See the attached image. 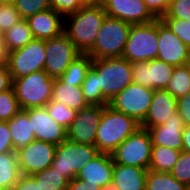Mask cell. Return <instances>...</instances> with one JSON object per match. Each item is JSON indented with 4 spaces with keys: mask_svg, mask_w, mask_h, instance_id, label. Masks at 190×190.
I'll use <instances>...</instances> for the list:
<instances>
[{
    "mask_svg": "<svg viewBox=\"0 0 190 190\" xmlns=\"http://www.w3.org/2000/svg\"><path fill=\"white\" fill-rule=\"evenodd\" d=\"M99 153L98 149L93 145L65 140L57 145L54 161L51 166L71 181Z\"/></svg>",
    "mask_w": 190,
    "mask_h": 190,
    "instance_id": "obj_7",
    "label": "cell"
},
{
    "mask_svg": "<svg viewBox=\"0 0 190 190\" xmlns=\"http://www.w3.org/2000/svg\"><path fill=\"white\" fill-rule=\"evenodd\" d=\"M8 52L4 45L3 34L0 33V66L7 65Z\"/></svg>",
    "mask_w": 190,
    "mask_h": 190,
    "instance_id": "obj_47",
    "label": "cell"
},
{
    "mask_svg": "<svg viewBox=\"0 0 190 190\" xmlns=\"http://www.w3.org/2000/svg\"><path fill=\"white\" fill-rule=\"evenodd\" d=\"M177 112V99L167 90H154L145 120L140 124L141 128L156 127L164 124Z\"/></svg>",
    "mask_w": 190,
    "mask_h": 190,
    "instance_id": "obj_21",
    "label": "cell"
},
{
    "mask_svg": "<svg viewBox=\"0 0 190 190\" xmlns=\"http://www.w3.org/2000/svg\"><path fill=\"white\" fill-rule=\"evenodd\" d=\"M150 10V12L157 18L160 19L164 16L169 8L171 0H143Z\"/></svg>",
    "mask_w": 190,
    "mask_h": 190,
    "instance_id": "obj_42",
    "label": "cell"
},
{
    "mask_svg": "<svg viewBox=\"0 0 190 190\" xmlns=\"http://www.w3.org/2000/svg\"><path fill=\"white\" fill-rule=\"evenodd\" d=\"M147 171L141 167L114 164L110 190H146Z\"/></svg>",
    "mask_w": 190,
    "mask_h": 190,
    "instance_id": "obj_22",
    "label": "cell"
},
{
    "mask_svg": "<svg viewBox=\"0 0 190 190\" xmlns=\"http://www.w3.org/2000/svg\"><path fill=\"white\" fill-rule=\"evenodd\" d=\"M174 69L175 66L158 58L134 62L132 63V81L153 90L165 89Z\"/></svg>",
    "mask_w": 190,
    "mask_h": 190,
    "instance_id": "obj_14",
    "label": "cell"
},
{
    "mask_svg": "<svg viewBox=\"0 0 190 190\" xmlns=\"http://www.w3.org/2000/svg\"><path fill=\"white\" fill-rule=\"evenodd\" d=\"M45 53L44 71L53 79L60 78L71 62L81 54L64 33L45 40Z\"/></svg>",
    "mask_w": 190,
    "mask_h": 190,
    "instance_id": "obj_11",
    "label": "cell"
},
{
    "mask_svg": "<svg viewBox=\"0 0 190 190\" xmlns=\"http://www.w3.org/2000/svg\"><path fill=\"white\" fill-rule=\"evenodd\" d=\"M103 8L107 16L131 25L147 24L157 19L143 0H105Z\"/></svg>",
    "mask_w": 190,
    "mask_h": 190,
    "instance_id": "obj_17",
    "label": "cell"
},
{
    "mask_svg": "<svg viewBox=\"0 0 190 190\" xmlns=\"http://www.w3.org/2000/svg\"><path fill=\"white\" fill-rule=\"evenodd\" d=\"M14 151L11 132L7 122H0V154Z\"/></svg>",
    "mask_w": 190,
    "mask_h": 190,
    "instance_id": "obj_41",
    "label": "cell"
},
{
    "mask_svg": "<svg viewBox=\"0 0 190 190\" xmlns=\"http://www.w3.org/2000/svg\"><path fill=\"white\" fill-rule=\"evenodd\" d=\"M185 124L180 114L176 112L164 124L149 127L151 142L153 146L169 147L175 150H183V129Z\"/></svg>",
    "mask_w": 190,
    "mask_h": 190,
    "instance_id": "obj_18",
    "label": "cell"
},
{
    "mask_svg": "<svg viewBox=\"0 0 190 190\" xmlns=\"http://www.w3.org/2000/svg\"><path fill=\"white\" fill-rule=\"evenodd\" d=\"M13 80L9 72L8 66H0V93L12 88Z\"/></svg>",
    "mask_w": 190,
    "mask_h": 190,
    "instance_id": "obj_46",
    "label": "cell"
},
{
    "mask_svg": "<svg viewBox=\"0 0 190 190\" xmlns=\"http://www.w3.org/2000/svg\"><path fill=\"white\" fill-rule=\"evenodd\" d=\"M92 62L93 59L87 53H81L71 62L60 78L66 83H75V85L81 86Z\"/></svg>",
    "mask_w": 190,
    "mask_h": 190,
    "instance_id": "obj_28",
    "label": "cell"
},
{
    "mask_svg": "<svg viewBox=\"0 0 190 190\" xmlns=\"http://www.w3.org/2000/svg\"><path fill=\"white\" fill-rule=\"evenodd\" d=\"M161 18L190 20V0H171L167 13Z\"/></svg>",
    "mask_w": 190,
    "mask_h": 190,
    "instance_id": "obj_39",
    "label": "cell"
},
{
    "mask_svg": "<svg viewBox=\"0 0 190 190\" xmlns=\"http://www.w3.org/2000/svg\"><path fill=\"white\" fill-rule=\"evenodd\" d=\"M11 132L14 151L27 146L35 140L34 132L31 131L30 123L28 122V108L21 109L12 119L7 121Z\"/></svg>",
    "mask_w": 190,
    "mask_h": 190,
    "instance_id": "obj_24",
    "label": "cell"
},
{
    "mask_svg": "<svg viewBox=\"0 0 190 190\" xmlns=\"http://www.w3.org/2000/svg\"><path fill=\"white\" fill-rule=\"evenodd\" d=\"M21 110L16 98L15 90L0 93V122H7Z\"/></svg>",
    "mask_w": 190,
    "mask_h": 190,
    "instance_id": "obj_33",
    "label": "cell"
},
{
    "mask_svg": "<svg viewBox=\"0 0 190 190\" xmlns=\"http://www.w3.org/2000/svg\"><path fill=\"white\" fill-rule=\"evenodd\" d=\"M13 190H38V185L31 175L21 174Z\"/></svg>",
    "mask_w": 190,
    "mask_h": 190,
    "instance_id": "obj_44",
    "label": "cell"
},
{
    "mask_svg": "<svg viewBox=\"0 0 190 190\" xmlns=\"http://www.w3.org/2000/svg\"><path fill=\"white\" fill-rule=\"evenodd\" d=\"M158 53V19L131 25L122 57L129 62L151 61Z\"/></svg>",
    "mask_w": 190,
    "mask_h": 190,
    "instance_id": "obj_6",
    "label": "cell"
},
{
    "mask_svg": "<svg viewBox=\"0 0 190 190\" xmlns=\"http://www.w3.org/2000/svg\"><path fill=\"white\" fill-rule=\"evenodd\" d=\"M84 5H103L105 0H81Z\"/></svg>",
    "mask_w": 190,
    "mask_h": 190,
    "instance_id": "obj_49",
    "label": "cell"
},
{
    "mask_svg": "<svg viewBox=\"0 0 190 190\" xmlns=\"http://www.w3.org/2000/svg\"><path fill=\"white\" fill-rule=\"evenodd\" d=\"M84 98L89 105H109V101L103 96L101 88H98L97 71L91 66L82 85Z\"/></svg>",
    "mask_w": 190,
    "mask_h": 190,
    "instance_id": "obj_31",
    "label": "cell"
},
{
    "mask_svg": "<svg viewBox=\"0 0 190 190\" xmlns=\"http://www.w3.org/2000/svg\"><path fill=\"white\" fill-rule=\"evenodd\" d=\"M160 20L190 48V20L160 18Z\"/></svg>",
    "mask_w": 190,
    "mask_h": 190,
    "instance_id": "obj_37",
    "label": "cell"
},
{
    "mask_svg": "<svg viewBox=\"0 0 190 190\" xmlns=\"http://www.w3.org/2000/svg\"><path fill=\"white\" fill-rule=\"evenodd\" d=\"M131 24L106 16L94 46L87 52L92 59L122 57Z\"/></svg>",
    "mask_w": 190,
    "mask_h": 190,
    "instance_id": "obj_4",
    "label": "cell"
},
{
    "mask_svg": "<svg viewBox=\"0 0 190 190\" xmlns=\"http://www.w3.org/2000/svg\"><path fill=\"white\" fill-rule=\"evenodd\" d=\"M141 127L134 118L104 105L98 125L95 147L101 153L112 152L130 135Z\"/></svg>",
    "mask_w": 190,
    "mask_h": 190,
    "instance_id": "obj_2",
    "label": "cell"
},
{
    "mask_svg": "<svg viewBox=\"0 0 190 190\" xmlns=\"http://www.w3.org/2000/svg\"><path fill=\"white\" fill-rule=\"evenodd\" d=\"M4 45L7 52L23 48L34 39L26 19H22L3 33Z\"/></svg>",
    "mask_w": 190,
    "mask_h": 190,
    "instance_id": "obj_26",
    "label": "cell"
},
{
    "mask_svg": "<svg viewBox=\"0 0 190 190\" xmlns=\"http://www.w3.org/2000/svg\"><path fill=\"white\" fill-rule=\"evenodd\" d=\"M103 109L104 106L88 105L77 111L72 124L67 129V140L95 146L97 129Z\"/></svg>",
    "mask_w": 190,
    "mask_h": 190,
    "instance_id": "obj_13",
    "label": "cell"
},
{
    "mask_svg": "<svg viewBox=\"0 0 190 190\" xmlns=\"http://www.w3.org/2000/svg\"><path fill=\"white\" fill-rule=\"evenodd\" d=\"M169 173L190 188V152L182 150L177 162Z\"/></svg>",
    "mask_w": 190,
    "mask_h": 190,
    "instance_id": "obj_35",
    "label": "cell"
},
{
    "mask_svg": "<svg viewBox=\"0 0 190 190\" xmlns=\"http://www.w3.org/2000/svg\"><path fill=\"white\" fill-rule=\"evenodd\" d=\"M157 58L167 64L183 66L190 60V48L158 19Z\"/></svg>",
    "mask_w": 190,
    "mask_h": 190,
    "instance_id": "obj_15",
    "label": "cell"
},
{
    "mask_svg": "<svg viewBox=\"0 0 190 190\" xmlns=\"http://www.w3.org/2000/svg\"><path fill=\"white\" fill-rule=\"evenodd\" d=\"M106 16L103 5H83L64 17V34L81 53H87L94 46Z\"/></svg>",
    "mask_w": 190,
    "mask_h": 190,
    "instance_id": "obj_1",
    "label": "cell"
},
{
    "mask_svg": "<svg viewBox=\"0 0 190 190\" xmlns=\"http://www.w3.org/2000/svg\"><path fill=\"white\" fill-rule=\"evenodd\" d=\"M26 21L34 39L49 40L64 33V16L52 8L29 16Z\"/></svg>",
    "mask_w": 190,
    "mask_h": 190,
    "instance_id": "obj_20",
    "label": "cell"
},
{
    "mask_svg": "<svg viewBox=\"0 0 190 190\" xmlns=\"http://www.w3.org/2000/svg\"><path fill=\"white\" fill-rule=\"evenodd\" d=\"M113 169L114 161L111 154L100 152L79 171L76 178L98 184L103 190H110Z\"/></svg>",
    "mask_w": 190,
    "mask_h": 190,
    "instance_id": "obj_19",
    "label": "cell"
},
{
    "mask_svg": "<svg viewBox=\"0 0 190 190\" xmlns=\"http://www.w3.org/2000/svg\"><path fill=\"white\" fill-rule=\"evenodd\" d=\"M153 144L147 129L139 128L111 154L114 164L130 165L148 170Z\"/></svg>",
    "mask_w": 190,
    "mask_h": 190,
    "instance_id": "obj_8",
    "label": "cell"
},
{
    "mask_svg": "<svg viewBox=\"0 0 190 190\" xmlns=\"http://www.w3.org/2000/svg\"><path fill=\"white\" fill-rule=\"evenodd\" d=\"M56 147L50 142L34 140L17 150L20 173L33 175L47 169L54 161Z\"/></svg>",
    "mask_w": 190,
    "mask_h": 190,
    "instance_id": "obj_12",
    "label": "cell"
},
{
    "mask_svg": "<svg viewBox=\"0 0 190 190\" xmlns=\"http://www.w3.org/2000/svg\"><path fill=\"white\" fill-rule=\"evenodd\" d=\"M54 79L44 70L13 79L12 87L21 109L45 107L52 98Z\"/></svg>",
    "mask_w": 190,
    "mask_h": 190,
    "instance_id": "obj_5",
    "label": "cell"
},
{
    "mask_svg": "<svg viewBox=\"0 0 190 190\" xmlns=\"http://www.w3.org/2000/svg\"><path fill=\"white\" fill-rule=\"evenodd\" d=\"M153 94V89L132 82L109 101V106L141 124L148 113Z\"/></svg>",
    "mask_w": 190,
    "mask_h": 190,
    "instance_id": "obj_9",
    "label": "cell"
},
{
    "mask_svg": "<svg viewBox=\"0 0 190 190\" xmlns=\"http://www.w3.org/2000/svg\"><path fill=\"white\" fill-rule=\"evenodd\" d=\"M189 70V74H190V60L185 64Z\"/></svg>",
    "mask_w": 190,
    "mask_h": 190,
    "instance_id": "obj_51",
    "label": "cell"
},
{
    "mask_svg": "<svg viewBox=\"0 0 190 190\" xmlns=\"http://www.w3.org/2000/svg\"><path fill=\"white\" fill-rule=\"evenodd\" d=\"M183 151L190 152V125L183 129Z\"/></svg>",
    "mask_w": 190,
    "mask_h": 190,
    "instance_id": "obj_48",
    "label": "cell"
},
{
    "mask_svg": "<svg viewBox=\"0 0 190 190\" xmlns=\"http://www.w3.org/2000/svg\"><path fill=\"white\" fill-rule=\"evenodd\" d=\"M181 151L169 147L153 146L148 170L170 172L177 162Z\"/></svg>",
    "mask_w": 190,
    "mask_h": 190,
    "instance_id": "obj_27",
    "label": "cell"
},
{
    "mask_svg": "<svg viewBox=\"0 0 190 190\" xmlns=\"http://www.w3.org/2000/svg\"><path fill=\"white\" fill-rule=\"evenodd\" d=\"M51 101L63 103L76 112L89 105L84 98L81 86L66 83L61 78L54 79Z\"/></svg>",
    "mask_w": 190,
    "mask_h": 190,
    "instance_id": "obj_23",
    "label": "cell"
},
{
    "mask_svg": "<svg viewBox=\"0 0 190 190\" xmlns=\"http://www.w3.org/2000/svg\"><path fill=\"white\" fill-rule=\"evenodd\" d=\"M48 114L61 126L68 129L72 124L76 111L60 102L50 101L46 106Z\"/></svg>",
    "mask_w": 190,
    "mask_h": 190,
    "instance_id": "obj_34",
    "label": "cell"
},
{
    "mask_svg": "<svg viewBox=\"0 0 190 190\" xmlns=\"http://www.w3.org/2000/svg\"><path fill=\"white\" fill-rule=\"evenodd\" d=\"M14 5L22 19L51 8L50 0H16Z\"/></svg>",
    "mask_w": 190,
    "mask_h": 190,
    "instance_id": "obj_36",
    "label": "cell"
},
{
    "mask_svg": "<svg viewBox=\"0 0 190 190\" xmlns=\"http://www.w3.org/2000/svg\"><path fill=\"white\" fill-rule=\"evenodd\" d=\"M165 90L176 99L190 93V74L186 65L175 67Z\"/></svg>",
    "mask_w": 190,
    "mask_h": 190,
    "instance_id": "obj_32",
    "label": "cell"
},
{
    "mask_svg": "<svg viewBox=\"0 0 190 190\" xmlns=\"http://www.w3.org/2000/svg\"><path fill=\"white\" fill-rule=\"evenodd\" d=\"M22 18L14 4L0 5V33L8 31Z\"/></svg>",
    "mask_w": 190,
    "mask_h": 190,
    "instance_id": "obj_38",
    "label": "cell"
},
{
    "mask_svg": "<svg viewBox=\"0 0 190 190\" xmlns=\"http://www.w3.org/2000/svg\"><path fill=\"white\" fill-rule=\"evenodd\" d=\"M16 0H0V5L15 4Z\"/></svg>",
    "mask_w": 190,
    "mask_h": 190,
    "instance_id": "obj_50",
    "label": "cell"
},
{
    "mask_svg": "<svg viewBox=\"0 0 190 190\" xmlns=\"http://www.w3.org/2000/svg\"><path fill=\"white\" fill-rule=\"evenodd\" d=\"M51 8L64 17L78 11L84 4L81 0H50Z\"/></svg>",
    "mask_w": 190,
    "mask_h": 190,
    "instance_id": "obj_40",
    "label": "cell"
},
{
    "mask_svg": "<svg viewBox=\"0 0 190 190\" xmlns=\"http://www.w3.org/2000/svg\"><path fill=\"white\" fill-rule=\"evenodd\" d=\"M37 185L38 190H67L69 180L52 166L31 175Z\"/></svg>",
    "mask_w": 190,
    "mask_h": 190,
    "instance_id": "obj_30",
    "label": "cell"
},
{
    "mask_svg": "<svg viewBox=\"0 0 190 190\" xmlns=\"http://www.w3.org/2000/svg\"><path fill=\"white\" fill-rule=\"evenodd\" d=\"M92 67L97 71L98 88L110 101L132 83V63L123 57L93 59Z\"/></svg>",
    "mask_w": 190,
    "mask_h": 190,
    "instance_id": "obj_3",
    "label": "cell"
},
{
    "mask_svg": "<svg viewBox=\"0 0 190 190\" xmlns=\"http://www.w3.org/2000/svg\"><path fill=\"white\" fill-rule=\"evenodd\" d=\"M146 190H190V188L179 182L169 172L147 171Z\"/></svg>",
    "mask_w": 190,
    "mask_h": 190,
    "instance_id": "obj_29",
    "label": "cell"
},
{
    "mask_svg": "<svg viewBox=\"0 0 190 190\" xmlns=\"http://www.w3.org/2000/svg\"><path fill=\"white\" fill-rule=\"evenodd\" d=\"M21 176L16 151L0 154V190H13Z\"/></svg>",
    "mask_w": 190,
    "mask_h": 190,
    "instance_id": "obj_25",
    "label": "cell"
},
{
    "mask_svg": "<svg viewBox=\"0 0 190 190\" xmlns=\"http://www.w3.org/2000/svg\"><path fill=\"white\" fill-rule=\"evenodd\" d=\"M177 112L183 119L185 126L190 125V93L177 99Z\"/></svg>",
    "mask_w": 190,
    "mask_h": 190,
    "instance_id": "obj_43",
    "label": "cell"
},
{
    "mask_svg": "<svg viewBox=\"0 0 190 190\" xmlns=\"http://www.w3.org/2000/svg\"><path fill=\"white\" fill-rule=\"evenodd\" d=\"M67 190H103L98 184L87 183V180L73 178L68 183Z\"/></svg>",
    "mask_w": 190,
    "mask_h": 190,
    "instance_id": "obj_45",
    "label": "cell"
},
{
    "mask_svg": "<svg viewBox=\"0 0 190 190\" xmlns=\"http://www.w3.org/2000/svg\"><path fill=\"white\" fill-rule=\"evenodd\" d=\"M28 122L35 140L59 145L67 140V129L58 124L47 112L46 107L28 108Z\"/></svg>",
    "mask_w": 190,
    "mask_h": 190,
    "instance_id": "obj_16",
    "label": "cell"
},
{
    "mask_svg": "<svg viewBox=\"0 0 190 190\" xmlns=\"http://www.w3.org/2000/svg\"><path fill=\"white\" fill-rule=\"evenodd\" d=\"M45 58V40L40 39H33L23 48L8 52L7 66L12 80L44 70Z\"/></svg>",
    "mask_w": 190,
    "mask_h": 190,
    "instance_id": "obj_10",
    "label": "cell"
}]
</instances>
